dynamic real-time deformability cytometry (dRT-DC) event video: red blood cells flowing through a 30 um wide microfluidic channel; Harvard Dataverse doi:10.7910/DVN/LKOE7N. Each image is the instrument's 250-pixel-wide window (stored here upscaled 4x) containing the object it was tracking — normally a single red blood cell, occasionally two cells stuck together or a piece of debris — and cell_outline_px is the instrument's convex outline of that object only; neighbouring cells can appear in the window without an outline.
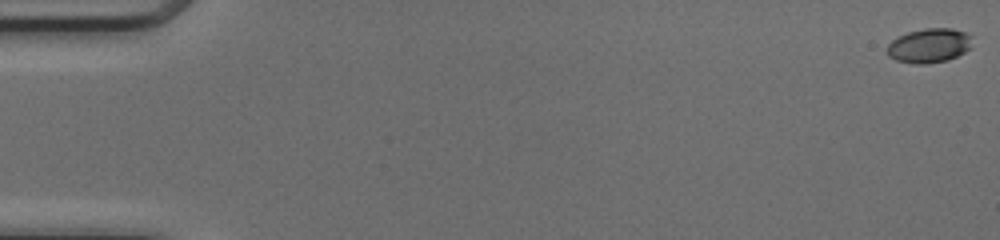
{"species": "common noctule bat (a hibernating species)", "species_latin": "Nyctalus noctula", "temperature_condition": "cold", "stored_images_in_passage": 46, "camera_frame_rate_fps": 3000, "um_per_image_px": 0.085, "animal": {"sex": "female", "body_mass_g": 17.0, "forearm_length_mm": 48.0}, "frame": {"image": 1, "passage_image": 1, "time_ms": 0.0, "image_size_px": [1000, 240], "cell_outline_px": [[972, 48], [948, 60], [924, 64], [916, 64], [896, 60], [888, 56], [888, 44], [896, 36], [908, 32], [924, 28], [952, 28], [964, 32], [972, 36]], "centroid_in_image_um": [78.99, 3.86], "position_along_channel_um": 6.0, "area_um2": 17.17}}
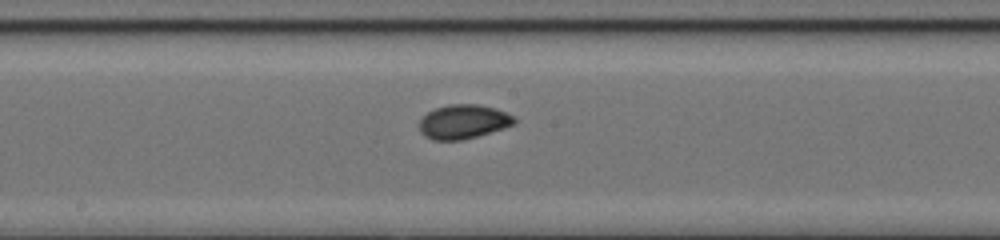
{"frame": {"image": 2, "passage_image": 28, "time_ms": 9.0, "image_size_px": [1000, 240], "cell_outline_px": [[516, 124], [504, 128], [464, 140], [432, 140], [424, 136], [420, 132], [420, 120], [428, 112], [436, 108], [448, 104], [480, 104], [496, 108], [516, 116]], "centroid_in_image_um": [39.42, 10.34], "position_along_channel_um": 208.8, "area_um2": 19.13}}
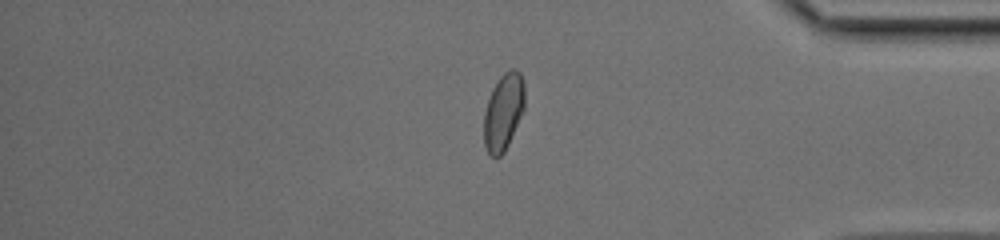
{"frame": {"image": 3, "passage_image": 43, "time_ms": 14.0, "image_size_px": [1000, 240], "cell_outline_px": [[524, 112], [504, 152], [500, 156], [492, 156], [488, 152], [484, 144], [484, 112], [492, 88], [500, 76], [504, 72], [512, 68], [516, 68], [520, 72], [524, 84]], "centroid_in_image_um": [42.8, 9.47], "position_along_channel_um": 392.4, "area_um2": 18.32}, "authors_computed_cell_mechanics": {"area_um2": 17.8313, "velocity_mm_per_s": 4.1623, "shape_relaxation_time_tau1_ms": 3.537, "shape_relaxation_time_tau2_ms": 1.092, "deformation_change_tau1": 0.1155, "deformation_change_tau2": 0.0388}}